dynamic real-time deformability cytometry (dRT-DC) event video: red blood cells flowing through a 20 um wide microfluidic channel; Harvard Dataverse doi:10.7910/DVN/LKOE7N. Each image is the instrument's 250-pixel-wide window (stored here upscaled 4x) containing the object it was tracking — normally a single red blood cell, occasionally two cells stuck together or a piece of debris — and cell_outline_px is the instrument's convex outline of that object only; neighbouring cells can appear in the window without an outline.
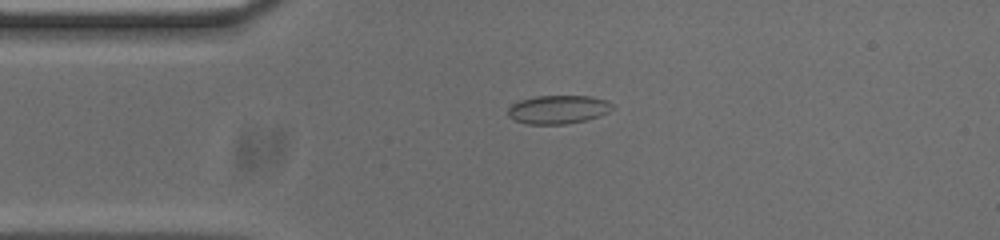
{"species": "common noctule bat (a hibernating species)", "species_latin": "Nyctalus noctula", "temperature_condition": "cold", "stored_images_in_passage": 44, "camera_frame_rate_fps": 3000, "um_per_image_px": 0.085, "animal": {"sex": "male", "body_mass_g": 20.0, "forearm_length_mm": 53.3}, "frame": {"image": 1, "passage_image": 2, "time_ms": 0.333, "image_size_px": [1000, 240], "cell_outline_px": [[612, 108], [608, 112], [584, 120], [564, 124], [528, 124], [516, 120], [508, 116], [508, 108], [512, 104], [520, 100], [536, 96], [588, 96], [608, 100], [612, 104]], "centroid_in_image_um": [47.42, 9.3], "position_along_channel_um": 37.6, "area_um2": 17.11}}
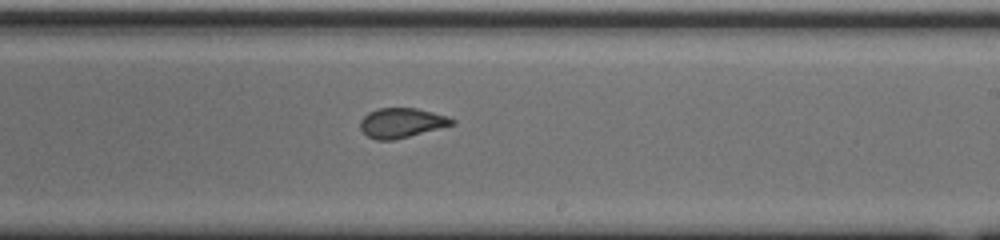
{"frame": {"image": 2, "passage_image": 21, "time_ms": 6.667, "image_size_px": [1000, 240], "cell_outline_px": [[456, 124], [392, 140], [376, 140], [368, 136], [360, 128], [360, 120], [368, 112], [380, 108], [416, 108], [448, 116], [456, 120]], "centroid_in_image_um": [34.14, 10.43], "position_along_channel_um": 254.9, "area_um2": 15.78}}
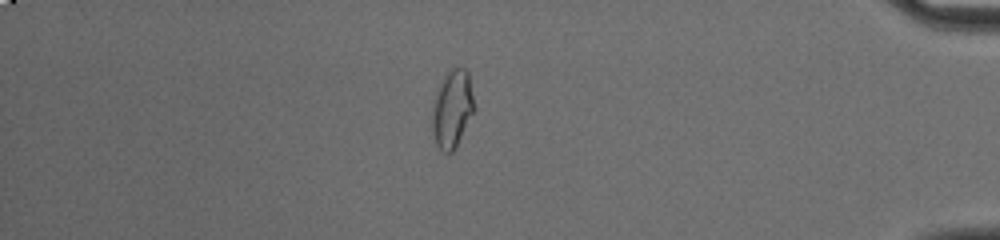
{"frame": {"image": 3, "passage_image": 36, "time_ms": 11.667, "image_size_px": [1000, 240], "cell_outline_px": [[476, 108], [456, 148], [452, 152], [444, 152], [436, 144], [432, 132], [432, 104], [440, 84], [444, 76], [452, 68], [464, 68], [468, 72]], "centroid_in_image_um": [38.45, 9.27], "position_along_channel_um": 396.7, "area_um2": 19.13}, "authors_computed_cell_mechanics": {"area_um2": 16.9354, "velocity_mm_per_s": 3.7465, "shape_relaxation_time_tau1_ms": null, "shape_relaxation_time_tau2_ms": 0.8699, "deformation_change_tau1": null, "deformation_change_tau2": 0.0666}}